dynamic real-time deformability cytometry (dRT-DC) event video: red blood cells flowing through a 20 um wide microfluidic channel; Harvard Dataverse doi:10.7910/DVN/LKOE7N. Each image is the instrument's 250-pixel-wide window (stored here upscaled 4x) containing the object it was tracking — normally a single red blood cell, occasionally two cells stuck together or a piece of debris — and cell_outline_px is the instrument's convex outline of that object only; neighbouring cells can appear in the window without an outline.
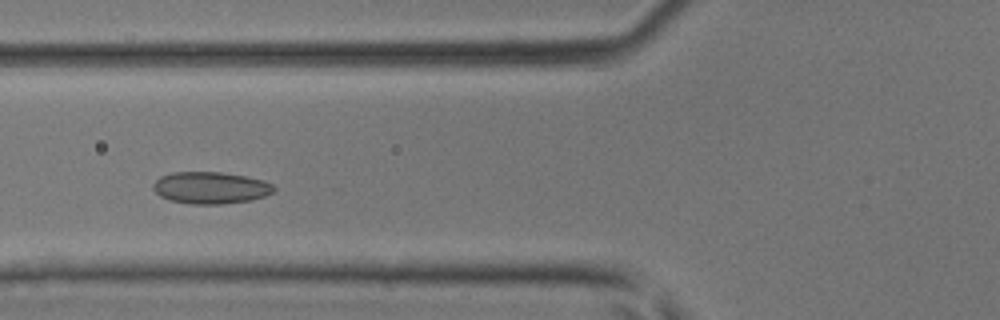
{"species": "common noctule bat (a hibernating species)", "species_latin": "Nyctalus noctula", "temperature_condition": "room temperature", "stored_images_in_passage": 42, "camera_frame_rate_fps": 3000, "um_per_image_px": 0.085, "animal": {"sex": "male", "body_mass_g": 17.9, "forearm_length_mm": 54.2}, "frame": {"image": 1, "passage_image": 13, "time_ms": 4.0, "image_size_px": [1000, 320], "cell_outline_px": [[276, 188], [272, 192], [264, 196], [252, 200], [220, 204], [192, 204], [172, 200], [160, 196], [152, 188], [152, 184], [160, 176], [172, 172], [220, 172], [244, 176], [264, 180], [272, 184]], "centroid_in_image_um": [17.89, 15.95], "position_along_channel_um": 107.9, "area_um2": 22.37}}
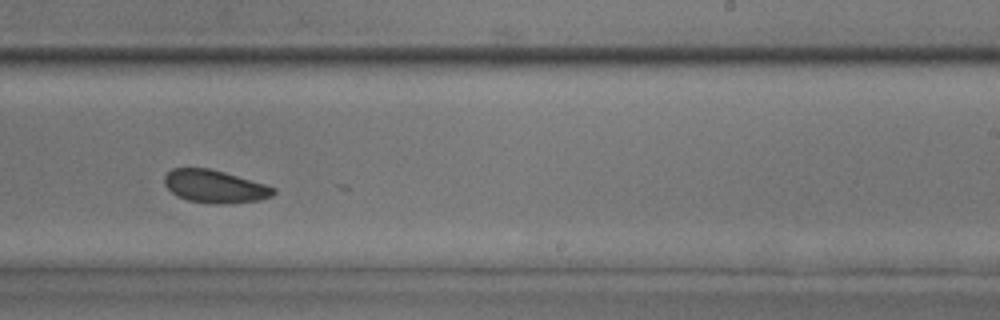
{"frame": {"image": 2, "passage_image": 24, "time_ms": 7.667, "image_size_px": [1000, 320], "cell_outline_px": [[276, 192], [272, 196], [260, 200], [228, 204], [208, 204], [188, 200], [176, 196], [164, 184], [164, 176], [172, 168], [208, 168], [224, 172], [264, 184], [276, 188]], "centroid_in_image_um": [18.25, 15.86], "position_along_channel_um": 270.8, "area_um2": 20.92}}
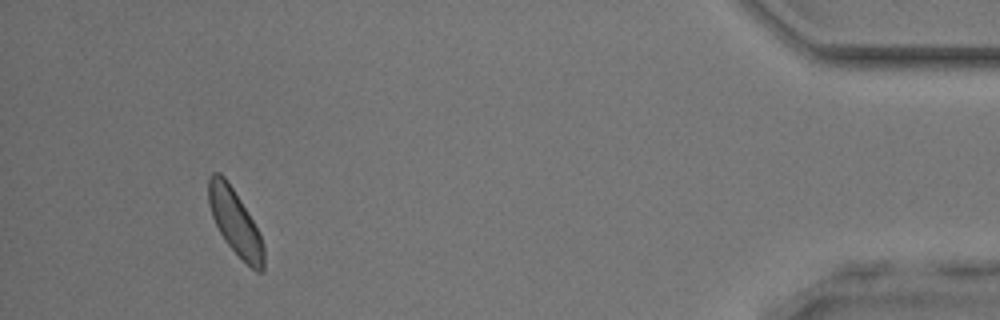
{"frame": {"image": 3, "passage_image": 38, "time_ms": 12.333, "image_size_px": [1000, 320], "cell_outline_px": [[264, 272], [256, 272], [228, 244], [220, 232], [212, 216], [208, 204], [208, 176], [212, 172], [220, 172], [228, 180], [252, 220], [260, 236], [264, 248]], "centroid_in_image_um": [19.96, 18.84], "position_along_channel_um": 415.2, "area_um2": 20.69}}